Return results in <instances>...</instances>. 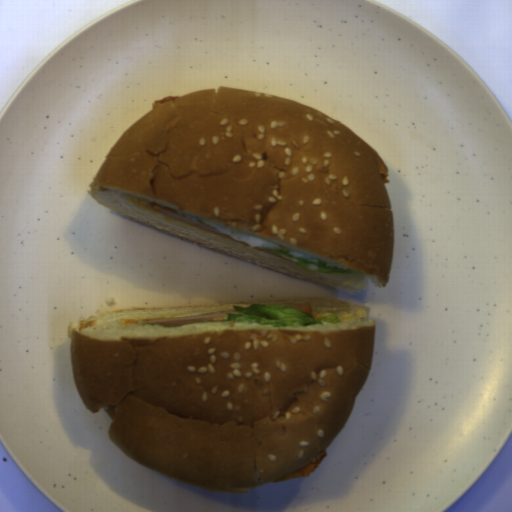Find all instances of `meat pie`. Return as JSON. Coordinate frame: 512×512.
I'll list each match as a JSON object with an SVG mask.
<instances>
[{
	"label": "meat pie",
	"instance_id": "1",
	"mask_svg": "<svg viewBox=\"0 0 512 512\" xmlns=\"http://www.w3.org/2000/svg\"><path fill=\"white\" fill-rule=\"evenodd\" d=\"M131 201L134 204L143 206V207H145V208H147V209H149L151 211H154V212H156V213H158V214H160L162 216H165V217L174 219L176 221H179V222H182V223L194 226L196 228L205 230L207 232H210V233H213V234H216V235H220V236L229 238V239H231L233 241H236V242H238V243H240L242 245H245V246L250 248V244L232 238L231 236L227 235L226 233L222 232L221 230H219V229H217V228H215V227L205 223L204 221L198 219L195 216H191V215H187V214H184V213H180V212L176 211L173 208H170V207H167V206H164V205H161V204H158V203L146 200V199L138 198V197L131 198Z\"/></svg>",
	"mask_w": 512,
	"mask_h": 512
},
{
	"label": "meat pie",
	"instance_id": "2",
	"mask_svg": "<svg viewBox=\"0 0 512 512\" xmlns=\"http://www.w3.org/2000/svg\"><path fill=\"white\" fill-rule=\"evenodd\" d=\"M235 309L223 310L198 316H170L163 318H155L150 320H144L145 324L162 325L168 327H179L189 324H202L207 322H224L227 320L228 314H238Z\"/></svg>",
	"mask_w": 512,
	"mask_h": 512
},
{
	"label": "meat pie",
	"instance_id": "3",
	"mask_svg": "<svg viewBox=\"0 0 512 512\" xmlns=\"http://www.w3.org/2000/svg\"><path fill=\"white\" fill-rule=\"evenodd\" d=\"M327 455V447L320 452L314 459H312L309 463H307L301 469L292 472L282 478H279L271 483L279 484L286 481L298 480L302 478H306L310 474H312L315 470H317L321 464V462L325 459Z\"/></svg>",
	"mask_w": 512,
	"mask_h": 512
},
{
	"label": "meat pie",
	"instance_id": "4",
	"mask_svg": "<svg viewBox=\"0 0 512 512\" xmlns=\"http://www.w3.org/2000/svg\"><path fill=\"white\" fill-rule=\"evenodd\" d=\"M302 312H304L305 314L309 315V316H313V309H312V304L311 303H297V304H288Z\"/></svg>",
	"mask_w": 512,
	"mask_h": 512
},
{
	"label": "meat pie",
	"instance_id": "5",
	"mask_svg": "<svg viewBox=\"0 0 512 512\" xmlns=\"http://www.w3.org/2000/svg\"><path fill=\"white\" fill-rule=\"evenodd\" d=\"M253 250H257V251H260V252H264V253L269 254V255H271V256H273V257H277V258L284 259V260H287V261H291V262H294V263L296 262V261H293V260L288 259V258H286V257H283V256H281V255H279V254H277V253H275V252L266 251V250H264V249H262V248H260V247H258V246H254Z\"/></svg>",
	"mask_w": 512,
	"mask_h": 512
},
{
	"label": "meat pie",
	"instance_id": "6",
	"mask_svg": "<svg viewBox=\"0 0 512 512\" xmlns=\"http://www.w3.org/2000/svg\"><path fill=\"white\" fill-rule=\"evenodd\" d=\"M177 99H180L179 95L170 96V97H165V98H161V99H159V100H156V101L154 102V104H155V103H162V104H163V103H165V102H168V101H175V100H177Z\"/></svg>",
	"mask_w": 512,
	"mask_h": 512
},
{
	"label": "meat pie",
	"instance_id": "7",
	"mask_svg": "<svg viewBox=\"0 0 512 512\" xmlns=\"http://www.w3.org/2000/svg\"><path fill=\"white\" fill-rule=\"evenodd\" d=\"M389 175H390V174H388V173H387V175H383V174H382L381 178H382V182H383V184L390 183V181H391V180H390V179H388Z\"/></svg>",
	"mask_w": 512,
	"mask_h": 512
}]
</instances>
